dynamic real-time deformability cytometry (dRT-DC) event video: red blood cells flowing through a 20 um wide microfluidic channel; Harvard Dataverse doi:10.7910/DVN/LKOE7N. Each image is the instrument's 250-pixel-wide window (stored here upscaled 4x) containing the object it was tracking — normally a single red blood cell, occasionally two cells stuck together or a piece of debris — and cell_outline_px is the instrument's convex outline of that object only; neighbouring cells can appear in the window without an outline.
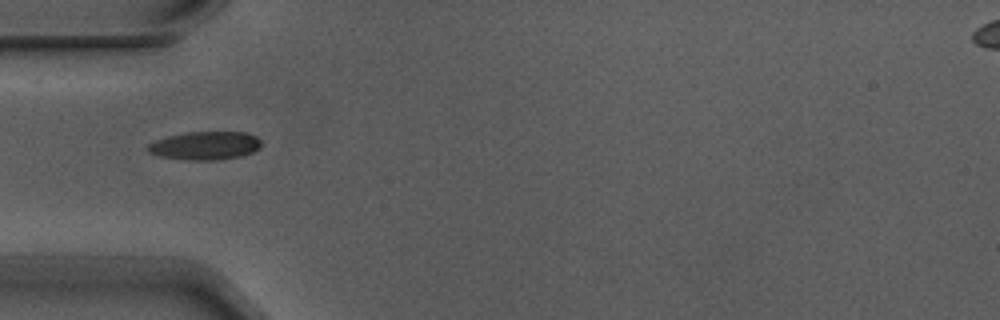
{"species": "Egyptian fruit bat (a non-hibernating species)", "species_latin": "Rousettus aegyptiacus", "temperature_condition": "warm", "stored_images_in_passage": 2, "camera_frame_rate_fps": 3000, "um_per_image_px": 0.085, "animal": {"sex": "male"}, "frame": {"image": 1, "passage_image": 1, "time_ms": 0.0, "image_size_px": [1000, 320], "cell_outline_px": [[264, 144], [260, 148], [252, 152], [240, 156], [216, 160], [192, 160], [160, 156], [148, 152], [148, 144], [156, 140], [168, 136], [188, 132], [244, 132], [256, 136]], "centroid_in_image_um": [17.47, 12.37], "position_along_channel_um": 67.5, "area_um2": 18.61}}